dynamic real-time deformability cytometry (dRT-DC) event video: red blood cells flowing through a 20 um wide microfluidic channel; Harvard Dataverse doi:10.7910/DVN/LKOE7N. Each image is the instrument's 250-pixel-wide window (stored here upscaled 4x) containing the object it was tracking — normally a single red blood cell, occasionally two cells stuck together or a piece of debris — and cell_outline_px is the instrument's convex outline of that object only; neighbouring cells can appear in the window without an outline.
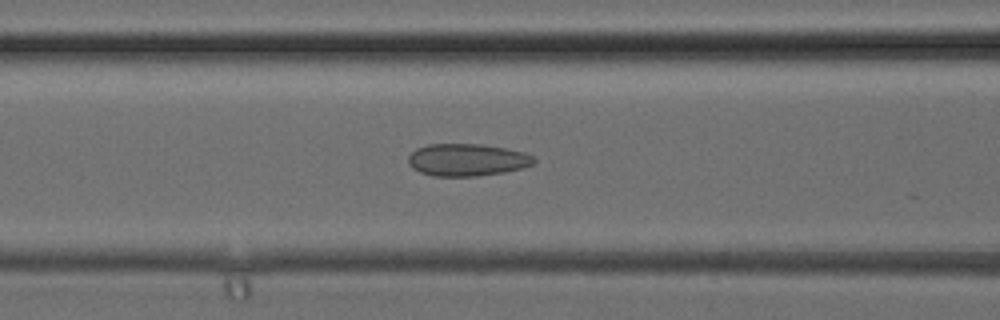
{"species": "common noctule bat (a hibernating species)", "species_latin": "Nyctalus noctula", "temperature_condition": "cold", "stored_images_in_passage": 18, "camera_frame_rate_fps": 3000, "um_per_image_px": 0.085, "animal": {"sex": "female", "body_mass_g": 24.6, "forearm_length_mm": 56.2}, "frame": {"image": 1, "passage_image": 15, "time_ms": 4.667, "image_size_px": [1000, 320], "cell_outline_px": [[536, 160], [532, 164], [520, 168], [504, 172], [476, 176], [432, 176], [420, 172], [412, 168], [408, 164], [408, 156], [416, 148], [428, 144], [480, 144], [504, 148], [524, 152], [532, 156]], "centroid_in_image_um": [39.65, 13.59], "position_along_channel_um": 126.9, "area_um2": 23.58}}
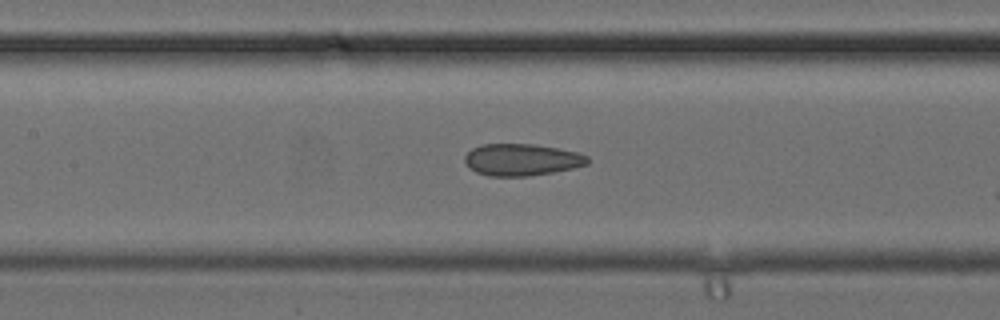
{"frame": {"image": 2, "passage_image": 17, "time_ms": 5.333, "image_size_px": [1000, 320], "cell_outline_px": [[588, 164], [572, 168], [552, 172], [528, 176], [488, 176], [476, 172], [464, 160], [464, 156], [472, 148], [484, 144], [532, 144], [556, 148], [576, 152], [588, 156]], "centroid_in_image_um": [44.33, 13.57], "position_along_channel_um": 163.1, "area_um2": 22.54}}